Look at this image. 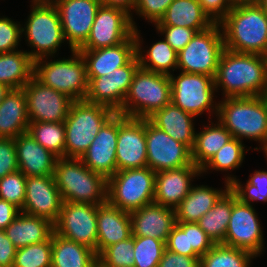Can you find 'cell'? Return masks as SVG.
I'll use <instances>...</instances> for the list:
<instances>
[{
	"instance_id": "1",
	"label": "cell",
	"mask_w": 267,
	"mask_h": 267,
	"mask_svg": "<svg viewBox=\"0 0 267 267\" xmlns=\"http://www.w3.org/2000/svg\"><path fill=\"white\" fill-rule=\"evenodd\" d=\"M225 98L267 95V56L224 49L214 77ZM219 87V88H218Z\"/></svg>"
},
{
	"instance_id": "2",
	"label": "cell",
	"mask_w": 267,
	"mask_h": 267,
	"mask_svg": "<svg viewBox=\"0 0 267 267\" xmlns=\"http://www.w3.org/2000/svg\"><path fill=\"white\" fill-rule=\"evenodd\" d=\"M219 25L225 49L267 56V14L258 4H234Z\"/></svg>"
},
{
	"instance_id": "3",
	"label": "cell",
	"mask_w": 267,
	"mask_h": 267,
	"mask_svg": "<svg viewBox=\"0 0 267 267\" xmlns=\"http://www.w3.org/2000/svg\"><path fill=\"white\" fill-rule=\"evenodd\" d=\"M218 121L239 140L258 141L267 150V95L230 97L218 102Z\"/></svg>"
},
{
	"instance_id": "4",
	"label": "cell",
	"mask_w": 267,
	"mask_h": 267,
	"mask_svg": "<svg viewBox=\"0 0 267 267\" xmlns=\"http://www.w3.org/2000/svg\"><path fill=\"white\" fill-rule=\"evenodd\" d=\"M53 176L63 202H107V179L90 170L80 158H58Z\"/></svg>"
},
{
	"instance_id": "5",
	"label": "cell",
	"mask_w": 267,
	"mask_h": 267,
	"mask_svg": "<svg viewBox=\"0 0 267 267\" xmlns=\"http://www.w3.org/2000/svg\"><path fill=\"white\" fill-rule=\"evenodd\" d=\"M171 103V81L167 74L138 68L121 107L126 117L147 119Z\"/></svg>"
},
{
	"instance_id": "6",
	"label": "cell",
	"mask_w": 267,
	"mask_h": 267,
	"mask_svg": "<svg viewBox=\"0 0 267 267\" xmlns=\"http://www.w3.org/2000/svg\"><path fill=\"white\" fill-rule=\"evenodd\" d=\"M115 114L103 105L73 101L65 124V157L80 158L89 148L102 126Z\"/></svg>"
},
{
	"instance_id": "7",
	"label": "cell",
	"mask_w": 267,
	"mask_h": 267,
	"mask_svg": "<svg viewBox=\"0 0 267 267\" xmlns=\"http://www.w3.org/2000/svg\"><path fill=\"white\" fill-rule=\"evenodd\" d=\"M69 59L50 62L40 58L34 61V77L43 85L68 96L73 101L85 100L88 93L86 63L78 50H72Z\"/></svg>"
},
{
	"instance_id": "8",
	"label": "cell",
	"mask_w": 267,
	"mask_h": 267,
	"mask_svg": "<svg viewBox=\"0 0 267 267\" xmlns=\"http://www.w3.org/2000/svg\"><path fill=\"white\" fill-rule=\"evenodd\" d=\"M31 6L25 27H22V33L24 32L30 44L28 46L33 47L31 52L28 51L29 56L34 61L40 58L47 60L48 57L56 54L65 41L59 12L52 1L32 0Z\"/></svg>"
},
{
	"instance_id": "9",
	"label": "cell",
	"mask_w": 267,
	"mask_h": 267,
	"mask_svg": "<svg viewBox=\"0 0 267 267\" xmlns=\"http://www.w3.org/2000/svg\"><path fill=\"white\" fill-rule=\"evenodd\" d=\"M155 176L147 166L116 171L107 179V202L128 213L154 203Z\"/></svg>"
},
{
	"instance_id": "10",
	"label": "cell",
	"mask_w": 267,
	"mask_h": 267,
	"mask_svg": "<svg viewBox=\"0 0 267 267\" xmlns=\"http://www.w3.org/2000/svg\"><path fill=\"white\" fill-rule=\"evenodd\" d=\"M219 23L197 32L177 54V69L185 73L205 74L215 77L224 41Z\"/></svg>"
},
{
	"instance_id": "11",
	"label": "cell",
	"mask_w": 267,
	"mask_h": 267,
	"mask_svg": "<svg viewBox=\"0 0 267 267\" xmlns=\"http://www.w3.org/2000/svg\"><path fill=\"white\" fill-rule=\"evenodd\" d=\"M171 81V103L183 111L198 117L204 111L218 114V103L213 99L216 87L214 78L205 74L180 72ZM215 103V104H213Z\"/></svg>"
},
{
	"instance_id": "12",
	"label": "cell",
	"mask_w": 267,
	"mask_h": 267,
	"mask_svg": "<svg viewBox=\"0 0 267 267\" xmlns=\"http://www.w3.org/2000/svg\"><path fill=\"white\" fill-rule=\"evenodd\" d=\"M98 205L63 202L54 225V232L61 237L82 244L97 254Z\"/></svg>"
},
{
	"instance_id": "13",
	"label": "cell",
	"mask_w": 267,
	"mask_h": 267,
	"mask_svg": "<svg viewBox=\"0 0 267 267\" xmlns=\"http://www.w3.org/2000/svg\"><path fill=\"white\" fill-rule=\"evenodd\" d=\"M252 204L241 202L232 192V212L223 245L260 256L264 249L261 224Z\"/></svg>"
},
{
	"instance_id": "14",
	"label": "cell",
	"mask_w": 267,
	"mask_h": 267,
	"mask_svg": "<svg viewBox=\"0 0 267 267\" xmlns=\"http://www.w3.org/2000/svg\"><path fill=\"white\" fill-rule=\"evenodd\" d=\"M140 67L137 55L126 65L110 74L100 77H87V102L103 105L121 114V107L129 91L134 73Z\"/></svg>"
},
{
	"instance_id": "15",
	"label": "cell",
	"mask_w": 267,
	"mask_h": 267,
	"mask_svg": "<svg viewBox=\"0 0 267 267\" xmlns=\"http://www.w3.org/2000/svg\"><path fill=\"white\" fill-rule=\"evenodd\" d=\"M147 167L154 172L192 165V150L145 119Z\"/></svg>"
},
{
	"instance_id": "16",
	"label": "cell",
	"mask_w": 267,
	"mask_h": 267,
	"mask_svg": "<svg viewBox=\"0 0 267 267\" xmlns=\"http://www.w3.org/2000/svg\"><path fill=\"white\" fill-rule=\"evenodd\" d=\"M56 6L70 50H78L87 40L101 0H52Z\"/></svg>"
},
{
	"instance_id": "17",
	"label": "cell",
	"mask_w": 267,
	"mask_h": 267,
	"mask_svg": "<svg viewBox=\"0 0 267 267\" xmlns=\"http://www.w3.org/2000/svg\"><path fill=\"white\" fill-rule=\"evenodd\" d=\"M23 90L30 122H64L73 100L33 77Z\"/></svg>"
},
{
	"instance_id": "18",
	"label": "cell",
	"mask_w": 267,
	"mask_h": 267,
	"mask_svg": "<svg viewBox=\"0 0 267 267\" xmlns=\"http://www.w3.org/2000/svg\"><path fill=\"white\" fill-rule=\"evenodd\" d=\"M134 32L131 18L124 11L103 5L98 9L90 34L78 50H94L119 45Z\"/></svg>"
},
{
	"instance_id": "19",
	"label": "cell",
	"mask_w": 267,
	"mask_h": 267,
	"mask_svg": "<svg viewBox=\"0 0 267 267\" xmlns=\"http://www.w3.org/2000/svg\"><path fill=\"white\" fill-rule=\"evenodd\" d=\"M117 171L147 166L145 119L118 113Z\"/></svg>"
},
{
	"instance_id": "20",
	"label": "cell",
	"mask_w": 267,
	"mask_h": 267,
	"mask_svg": "<svg viewBox=\"0 0 267 267\" xmlns=\"http://www.w3.org/2000/svg\"><path fill=\"white\" fill-rule=\"evenodd\" d=\"M63 200L54 176H27L25 200L21 212L55 223Z\"/></svg>"
},
{
	"instance_id": "21",
	"label": "cell",
	"mask_w": 267,
	"mask_h": 267,
	"mask_svg": "<svg viewBox=\"0 0 267 267\" xmlns=\"http://www.w3.org/2000/svg\"><path fill=\"white\" fill-rule=\"evenodd\" d=\"M118 138V113H115L100 129L89 148L80 157L93 172L106 179L117 171L116 146Z\"/></svg>"
},
{
	"instance_id": "22",
	"label": "cell",
	"mask_w": 267,
	"mask_h": 267,
	"mask_svg": "<svg viewBox=\"0 0 267 267\" xmlns=\"http://www.w3.org/2000/svg\"><path fill=\"white\" fill-rule=\"evenodd\" d=\"M129 214L132 236L155 238L166 243L176 225L175 209L156 203L143 206Z\"/></svg>"
},
{
	"instance_id": "23",
	"label": "cell",
	"mask_w": 267,
	"mask_h": 267,
	"mask_svg": "<svg viewBox=\"0 0 267 267\" xmlns=\"http://www.w3.org/2000/svg\"><path fill=\"white\" fill-rule=\"evenodd\" d=\"M197 175H201V170L194 163L182 168L157 172L154 203L175 209L190 192L193 181L191 179Z\"/></svg>"
},
{
	"instance_id": "24",
	"label": "cell",
	"mask_w": 267,
	"mask_h": 267,
	"mask_svg": "<svg viewBox=\"0 0 267 267\" xmlns=\"http://www.w3.org/2000/svg\"><path fill=\"white\" fill-rule=\"evenodd\" d=\"M78 51L85 60L87 77L106 76L126 65L136 55V40L132 34L116 46Z\"/></svg>"
},
{
	"instance_id": "25",
	"label": "cell",
	"mask_w": 267,
	"mask_h": 267,
	"mask_svg": "<svg viewBox=\"0 0 267 267\" xmlns=\"http://www.w3.org/2000/svg\"><path fill=\"white\" fill-rule=\"evenodd\" d=\"M17 164L27 176H51L58 157L40 145L28 132L15 138Z\"/></svg>"
},
{
	"instance_id": "26",
	"label": "cell",
	"mask_w": 267,
	"mask_h": 267,
	"mask_svg": "<svg viewBox=\"0 0 267 267\" xmlns=\"http://www.w3.org/2000/svg\"><path fill=\"white\" fill-rule=\"evenodd\" d=\"M132 235L131 217L126 211L108 202L97 209V256L108 246L128 239Z\"/></svg>"
},
{
	"instance_id": "27",
	"label": "cell",
	"mask_w": 267,
	"mask_h": 267,
	"mask_svg": "<svg viewBox=\"0 0 267 267\" xmlns=\"http://www.w3.org/2000/svg\"><path fill=\"white\" fill-rule=\"evenodd\" d=\"M194 118L193 115L170 103L155 111L147 119L174 140L187 145L192 150L196 137Z\"/></svg>"
},
{
	"instance_id": "28",
	"label": "cell",
	"mask_w": 267,
	"mask_h": 267,
	"mask_svg": "<svg viewBox=\"0 0 267 267\" xmlns=\"http://www.w3.org/2000/svg\"><path fill=\"white\" fill-rule=\"evenodd\" d=\"M29 117L23 88L11 89L0 103V138L15 139L28 132Z\"/></svg>"
},
{
	"instance_id": "29",
	"label": "cell",
	"mask_w": 267,
	"mask_h": 267,
	"mask_svg": "<svg viewBox=\"0 0 267 267\" xmlns=\"http://www.w3.org/2000/svg\"><path fill=\"white\" fill-rule=\"evenodd\" d=\"M7 237L19 249L48 240L54 232L49 220L20 212L5 229Z\"/></svg>"
},
{
	"instance_id": "30",
	"label": "cell",
	"mask_w": 267,
	"mask_h": 267,
	"mask_svg": "<svg viewBox=\"0 0 267 267\" xmlns=\"http://www.w3.org/2000/svg\"><path fill=\"white\" fill-rule=\"evenodd\" d=\"M214 23L203 12L198 0H173L155 26H179L204 31Z\"/></svg>"
},
{
	"instance_id": "31",
	"label": "cell",
	"mask_w": 267,
	"mask_h": 267,
	"mask_svg": "<svg viewBox=\"0 0 267 267\" xmlns=\"http://www.w3.org/2000/svg\"><path fill=\"white\" fill-rule=\"evenodd\" d=\"M228 189L218 190L204 185H192L190 192L175 208L176 222L197 223Z\"/></svg>"
},
{
	"instance_id": "32",
	"label": "cell",
	"mask_w": 267,
	"mask_h": 267,
	"mask_svg": "<svg viewBox=\"0 0 267 267\" xmlns=\"http://www.w3.org/2000/svg\"><path fill=\"white\" fill-rule=\"evenodd\" d=\"M98 256L92 249L52 233L51 267H96Z\"/></svg>"
},
{
	"instance_id": "33",
	"label": "cell",
	"mask_w": 267,
	"mask_h": 267,
	"mask_svg": "<svg viewBox=\"0 0 267 267\" xmlns=\"http://www.w3.org/2000/svg\"><path fill=\"white\" fill-rule=\"evenodd\" d=\"M34 77V60L26 51L0 53V83L11 89L23 88Z\"/></svg>"
},
{
	"instance_id": "34",
	"label": "cell",
	"mask_w": 267,
	"mask_h": 267,
	"mask_svg": "<svg viewBox=\"0 0 267 267\" xmlns=\"http://www.w3.org/2000/svg\"><path fill=\"white\" fill-rule=\"evenodd\" d=\"M139 30L134 29V37L136 40V55L139 60L140 68L151 72L170 74V70L177 69V52L163 39L150 46L147 52L141 50V40ZM142 52H146L144 55ZM143 54V55H142ZM149 63V64H148Z\"/></svg>"
},
{
	"instance_id": "35",
	"label": "cell",
	"mask_w": 267,
	"mask_h": 267,
	"mask_svg": "<svg viewBox=\"0 0 267 267\" xmlns=\"http://www.w3.org/2000/svg\"><path fill=\"white\" fill-rule=\"evenodd\" d=\"M211 124L196 133L192 149V162L200 169L233 138L232 134L219 121L217 124Z\"/></svg>"
},
{
	"instance_id": "36",
	"label": "cell",
	"mask_w": 267,
	"mask_h": 267,
	"mask_svg": "<svg viewBox=\"0 0 267 267\" xmlns=\"http://www.w3.org/2000/svg\"><path fill=\"white\" fill-rule=\"evenodd\" d=\"M232 212V191L228 189L197 222L214 244H223Z\"/></svg>"
},
{
	"instance_id": "37",
	"label": "cell",
	"mask_w": 267,
	"mask_h": 267,
	"mask_svg": "<svg viewBox=\"0 0 267 267\" xmlns=\"http://www.w3.org/2000/svg\"><path fill=\"white\" fill-rule=\"evenodd\" d=\"M28 133L58 158L65 157L64 122H30Z\"/></svg>"
},
{
	"instance_id": "38",
	"label": "cell",
	"mask_w": 267,
	"mask_h": 267,
	"mask_svg": "<svg viewBox=\"0 0 267 267\" xmlns=\"http://www.w3.org/2000/svg\"><path fill=\"white\" fill-rule=\"evenodd\" d=\"M253 258L256 257L248 251L215 244L200 257V267H250Z\"/></svg>"
},
{
	"instance_id": "39",
	"label": "cell",
	"mask_w": 267,
	"mask_h": 267,
	"mask_svg": "<svg viewBox=\"0 0 267 267\" xmlns=\"http://www.w3.org/2000/svg\"><path fill=\"white\" fill-rule=\"evenodd\" d=\"M249 179L245 188L237 178L227 176L225 179V187L229 188L236 197L244 203L251 205L252 201H267V171L257 170Z\"/></svg>"
},
{
	"instance_id": "40",
	"label": "cell",
	"mask_w": 267,
	"mask_h": 267,
	"mask_svg": "<svg viewBox=\"0 0 267 267\" xmlns=\"http://www.w3.org/2000/svg\"><path fill=\"white\" fill-rule=\"evenodd\" d=\"M244 153L245 146L242 141L233 137L200 169L201 174L209 169L230 171L239 168L244 160Z\"/></svg>"
},
{
	"instance_id": "41",
	"label": "cell",
	"mask_w": 267,
	"mask_h": 267,
	"mask_svg": "<svg viewBox=\"0 0 267 267\" xmlns=\"http://www.w3.org/2000/svg\"><path fill=\"white\" fill-rule=\"evenodd\" d=\"M52 235L38 244L17 249L13 267H51Z\"/></svg>"
},
{
	"instance_id": "42",
	"label": "cell",
	"mask_w": 267,
	"mask_h": 267,
	"mask_svg": "<svg viewBox=\"0 0 267 267\" xmlns=\"http://www.w3.org/2000/svg\"><path fill=\"white\" fill-rule=\"evenodd\" d=\"M165 249L163 241L134 236V267H158Z\"/></svg>"
},
{
	"instance_id": "43",
	"label": "cell",
	"mask_w": 267,
	"mask_h": 267,
	"mask_svg": "<svg viewBox=\"0 0 267 267\" xmlns=\"http://www.w3.org/2000/svg\"><path fill=\"white\" fill-rule=\"evenodd\" d=\"M134 236L108 246L99 256L101 267H134Z\"/></svg>"
},
{
	"instance_id": "44",
	"label": "cell",
	"mask_w": 267,
	"mask_h": 267,
	"mask_svg": "<svg viewBox=\"0 0 267 267\" xmlns=\"http://www.w3.org/2000/svg\"><path fill=\"white\" fill-rule=\"evenodd\" d=\"M26 176L20 171L7 174L0 179V199L12 203L22 210L25 200Z\"/></svg>"
},
{
	"instance_id": "45",
	"label": "cell",
	"mask_w": 267,
	"mask_h": 267,
	"mask_svg": "<svg viewBox=\"0 0 267 267\" xmlns=\"http://www.w3.org/2000/svg\"><path fill=\"white\" fill-rule=\"evenodd\" d=\"M166 249L188 257H200L190 246L189 222H176L165 243Z\"/></svg>"
},
{
	"instance_id": "46",
	"label": "cell",
	"mask_w": 267,
	"mask_h": 267,
	"mask_svg": "<svg viewBox=\"0 0 267 267\" xmlns=\"http://www.w3.org/2000/svg\"><path fill=\"white\" fill-rule=\"evenodd\" d=\"M22 27L20 22L9 19L8 17L0 18V53H6L16 50L21 41Z\"/></svg>"
},
{
	"instance_id": "47",
	"label": "cell",
	"mask_w": 267,
	"mask_h": 267,
	"mask_svg": "<svg viewBox=\"0 0 267 267\" xmlns=\"http://www.w3.org/2000/svg\"><path fill=\"white\" fill-rule=\"evenodd\" d=\"M161 34H165V40L178 53L182 50L195 36L197 31L187 27L179 26H156Z\"/></svg>"
},
{
	"instance_id": "48",
	"label": "cell",
	"mask_w": 267,
	"mask_h": 267,
	"mask_svg": "<svg viewBox=\"0 0 267 267\" xmlns=\"http://www.w3.org/2000/svg\"><path fill=\"white\" fill-rule=\"evenodd\" d=\"M173 0H136L134 10L148 22L158 23Z\"/></svg>"
},
{
	"instance_id": "49",
	"label": "cell",
	"mask_w": 267,
	"mask_h": 267,
	"mask_svg": "<svg viewBox=\"0 0 267 267\" xmlns=\"http://www.w3.org/2000/svg\"><path fill=\"white\" fill-rule=\"evenodd\" d=\"M18 170L15 139L0 138V179Z\"/></svg>"
},
{
	"instance_id": "50",
	"label": "cell",
	"mask_w": 267,
	"mask_h": 267,
	"mask_svg": "<svg viewBox=\"0 0 267 267\" xmlns=\"http://www.w3.org/2000/svg\"><path fill=\"white\" fill-rule=\"evenodd\" d=\"M203 12L213 23H219L234 6L233 0H198Z\"/></svg>"
},
{
	"instance_id": "51",
	"label": "cell",
	"mask_w": 267,
	"mask_h": 267,
	"mask_svg": "<svg viewBox=\"0 0 267 267\" xmlns=\"http://www.w3.org/2000/svg\"><path fill=\"white\" fill-rule=\"evenodd\" d=\"M190 246L201 257L215 244L199 226L198 223L189 222Z\"/></svg>"
},
{
	"instance_id": "52",
	"label": "cell",
	"mask_w": 267,
	"mask_h": 267,
	"mask_svg": "<svg viewBox=\"0 0 267 267\" xmlns=\"http://www.w3.org/2000/svg\"><path fill=\"white\" fill-rule=\"evenodd\" d=\"M158 267H200V257H188L165 249Z\"/></svg>"
},
{
	"instance_id": "53",
	"label": "cell",
	"mask_w": 267,
	"mask_h": 267,
	"mask_svg": "<svg viewBox=\"0 0 267 267\" xmlns=\"http://www.w3.org/2000/svg\"><path fill=\"white\" fill-rule=\"evenodd\" d=\"M17 248L0 229V267H13Z\"/></svg>"
},
{
	"instance_id": "54",
	"label": "cell",
	"mask_w": 267,
	"mask_h": 267,
	"mask_svg": "<svg viewBox=\"0 0 267 267\" xmlns=\"http://www.w3.org/2000/svg\"><path fill=\"white\" fill-rule=\"evenodd\" d=\"M20 212L21 210L12 203L0 199V229L5 230Z\"/></svg>"
},
{
	"instance_id": "55",
	"label": "cell",
	"mask_w": 267,
	"mask_h": 267,
	"mask_svg": "<svg viewBox=\"0 0 267 267\" xmlns=\"http://www.w3.org/2000/svg\"><path fill=\"white\" fill-rule=\"evenodd\" d=\"M101 3L105 7L116 8L124 11L130 16L133 28H137V26H135L136 23L133 21L134 19L131 12V10L135 7L136 0H101Z\"/></svg>"
},
{
	"instance_id": "56",
	"label": "cell",
	"mask_w": 267,
	"mask_h": 267,
	"mask_svg": "<svg viewBox=\"0 0 267 267\" xmlns=\"http://www.w3.org/2000/svg\"><path fill=\"white\" fill-rule=\"evenodd\" d=\"M10 90V87L0 83V103L5 99L6 95L10 92Z\"/></svg>"
},
{
	"instance_id": "57",
	"label": "cell",
	"mask_w": 267,
	"mask_h": 267,
	"mask_svg": "<svg viewBox=\"0 0 267 267\" xmlns=\"http://www.w3.org/2000/svg\"><path fill=\"white\" fill-rule=\"evenodd\" d=\"M235 4H258L260 0H233Z\"/></svg>"
},
{
	"instance_id": "58",
	"label": "cell",
	"mask_w": 267,
	"mask_h": 267,
	"mask_svg": "<svg viewBox=\"0 0 267 267\" xmlns=\"http://www.w3.org/2000/svg\"><path fill=\"white\" fill-rule=\"evenodd\" d=\"M258 5L266 12L267 14V0H260Z\"/></svg>"
},
{
	"instance_id": "59",
	"label": "cell",
	"mask_w": 267,
	"mask_h": 267,
	"mask_svg": "<svg viewBox=\"0 0 267 267\" xmlns=\"http://www.w3.org/2000/svg\"><path fill=\"white\" fill-rule=\"evenodd\" d=\"M35 1H52V0H35Z\"/></svg>"
}]
</instances>
